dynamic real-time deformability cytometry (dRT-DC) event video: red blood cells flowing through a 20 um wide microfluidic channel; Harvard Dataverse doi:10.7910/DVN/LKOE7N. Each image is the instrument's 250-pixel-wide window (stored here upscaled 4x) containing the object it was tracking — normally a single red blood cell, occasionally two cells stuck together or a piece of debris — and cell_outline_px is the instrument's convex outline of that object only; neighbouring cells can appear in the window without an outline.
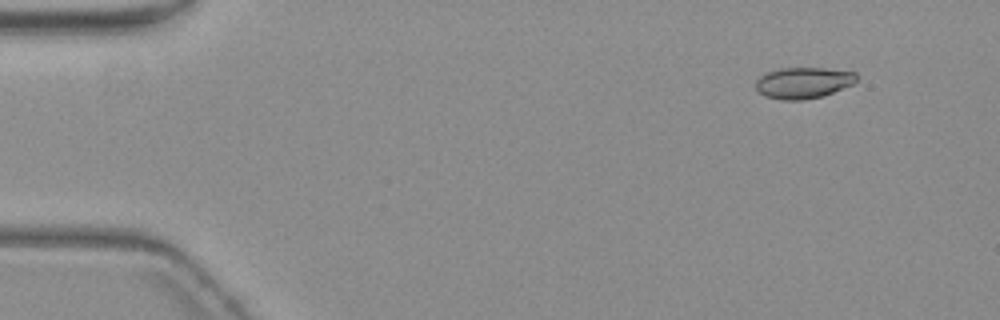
{"species": "common noctule bat (a hibernating species)", "species_latin": "Nyctalus noctula", "temperature_condition": "warm", "stored_images_in_passage": 4, "camera_frame_rate_fps": 3000, "um_per_image_px": 0.085, "animal": {"sex": "female", "body_mass_g": 19.3, "forearm_length_mm": 54.1}, "frame": {"image": 1, "passage_image": 2, "time_ms": 1.333, "image_size_px": [1000, 320], "cell_outline_px": [[856, 80], [852, 84], [824, 96], [804, 100], [780, 100], [764, 96], [756, 88], [756, 80], [764, 72], [780, 68], [824, 68], [856, 72]], "centroid_in_image_um": [68.25, 7.04], "position_along_channel_um": 16.8, "area_um2": 18.44}}